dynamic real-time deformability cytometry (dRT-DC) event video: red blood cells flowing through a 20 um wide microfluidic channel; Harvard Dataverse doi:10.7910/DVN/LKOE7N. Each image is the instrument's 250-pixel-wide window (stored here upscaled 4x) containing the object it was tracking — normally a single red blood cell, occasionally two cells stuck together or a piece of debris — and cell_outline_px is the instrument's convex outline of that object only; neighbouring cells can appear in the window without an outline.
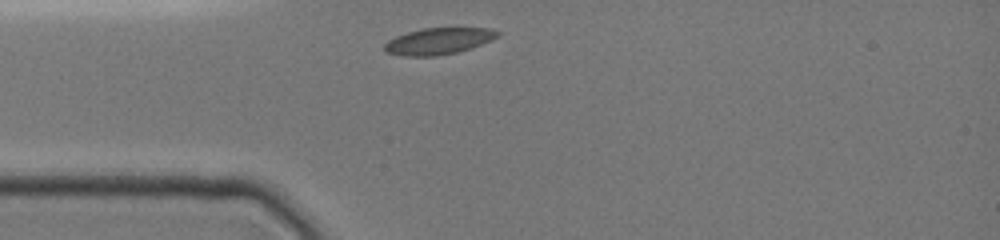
{"species": "common noctule bat (a hibernating species)", "species_latin": "Nyctalus noctula", "temperature_condition": "cold", "stored_images_in_passage": 29, "camera_frame_rate_fps": 3000, "um_per_image_px": 0.085, "animal": {"sex": "female", "body_mass_g": 19.0, "forearm_length_mm": 51.5}, "frame": {"image": 1, "passage_image": 1, "time_ms": 0.0, "image_size_px": [1000, 240], "cell_outline_px": [[500, 36], [492, 40], [456, 52], [436, 56], [400, 56], [384, 52], [384, 44], [388, 40], [396, 36], [408, 32], [424, 28], [488, 28], [500, 32]], "centroid_in_image_um": [37.23, 3.5], "position_along_channel_um": 47.8, "area_um2": 17.4}}
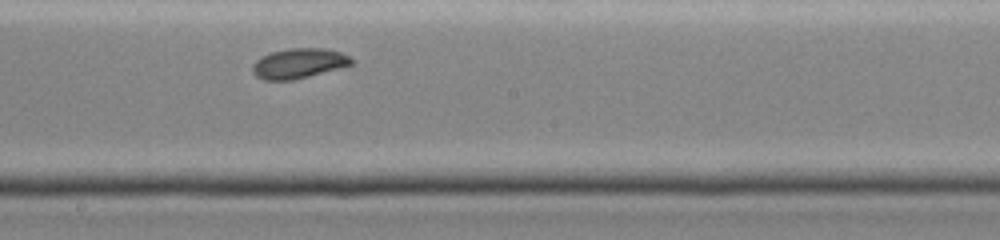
{"frame": {"image": 2, "passage_image": 15, "time_ms": 4.667, "image_size_px": [1000, 240], "cell_outline_px": [[352, 64], [308, 76], [292, 80], [264, 80], [256, 76], [252, 72], [252, 64], [256, 60], [272, 52], [288, 48], [324, 48], [340, 52], [348, 56], [352, 60]], "centroid_in_image_um": [25.35, 5.38], "position_along_channel_um": 222.9, "area_um2": 16.99}}
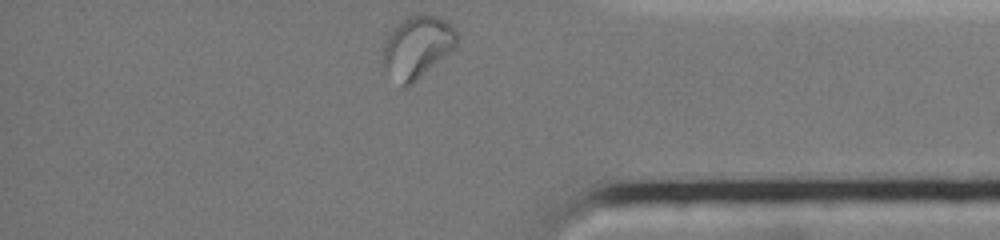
{"frame": {"image": 3, "passage_image": 29, "time_ms": 9.333, "image_size_px": [1000, 240], "cell_outline_px": [[460, 40], [456, 48], [412, 84], [404, 88], [384, 64], [384, 44], [392, 28], [400, 20], [416, 12], [420, 12], [436, 16], [444, 20], [456, 28], [460, 36]], "centroid_in_image_um": [35.55, 3.92], "position_along_channel_um": 399.7, "area_um2": 26.88}, "authors_computed_cell_mechanics": {"area_um2": 17.34, "velocity_mm_per_s": 3.9241, "shape_relaxation_time_tau1_ms": null, "shape_relaxation_time_tau2_ms": 5.0929, "deformation_change_tau1": null, "deformation_change_tau2": 0.0456}}